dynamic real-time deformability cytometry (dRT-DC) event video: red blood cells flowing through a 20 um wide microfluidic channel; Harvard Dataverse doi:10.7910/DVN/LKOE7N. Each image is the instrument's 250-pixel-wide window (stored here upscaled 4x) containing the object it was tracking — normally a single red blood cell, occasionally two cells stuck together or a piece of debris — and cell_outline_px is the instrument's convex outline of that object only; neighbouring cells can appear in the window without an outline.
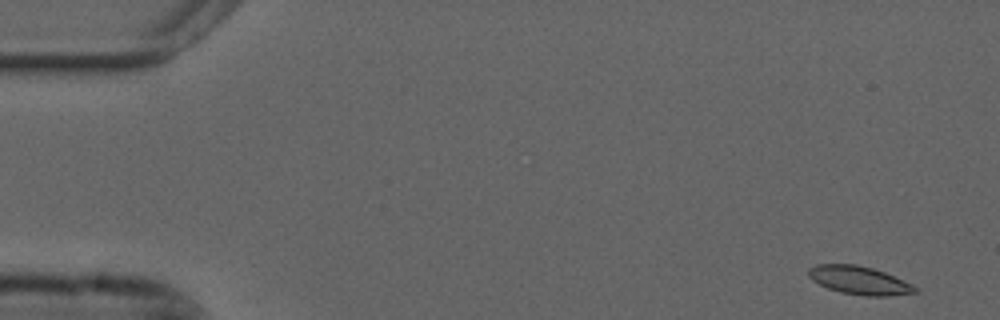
{"species": "common noctule bat (a hibernating species)", "species_latin": "Nyctalus noctula", "temperature_condition": "cold", "stored_images_in_passage": 53, "camera_frame_rate_fps": 3000, "um_per_image_px": 0.085, "animal": {"sex": "male", "forearm_length_mm": 52.5}, "frame": {"image": 1, "passage_image": 1, "time_ms": 0.0, "image_size_px": [1000, 320], "cell_outline_px": [[920, 292], [888, 296], [864, 296], [840, 292], [828, 288], [812, 280], [808, 276], [808, 268], [816, 264], [856, 264], [872, 268], [884, 272], [912, 284], [920, 288]], "centroid_in_image_um": [73.06, 23.83], "position_along_channel_um": 11.9, "area_um2": 17.69}}
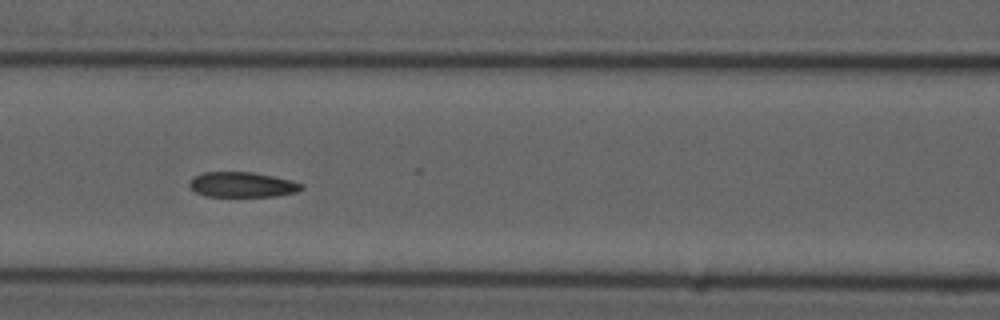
{"frame": {"image": 2, "passage_image": 22, "time_ms": 7.0, "image_size_px": [1000, 320], "cell_outline_px": [[304, 188], [296, 192], [276, 196], [204, 196], [196, 192], [188, 184], [192, 176], [204, 172], [252, 172], [272, 176], [304, 184]], "centroid_in_image_um": [20.56, 15.69], "position_along_channel_um": 146.0, "area_um2": 16.36}}
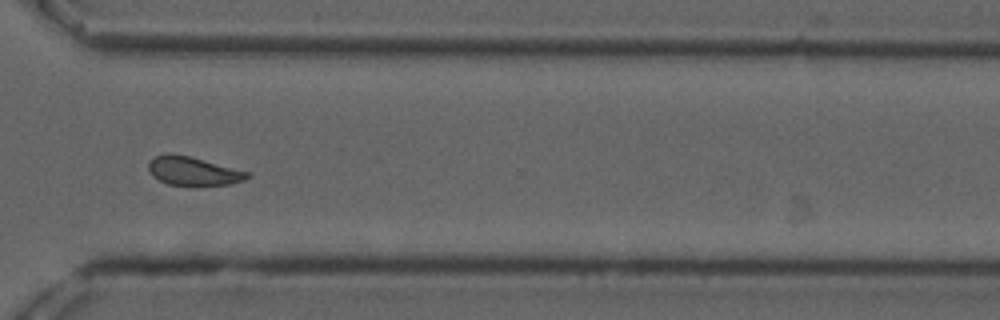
{"frame": {"image": 3, "passage_image": 39, "time_ms": 12.667, "image_size_px": [1000, 320], "cell_outline_px": [[252, 176], [244, 180], [232, 184], [168, 184], [152, 176], [148, 168], [148, 164], [156, 156], [168, 152], [188, 156], [252, 172]], "centroid_in_image_um": [16.47, 14.52], "position_along_channel_um": 354.1, "area_um2": 16.24}, "authors_computed_cell_mechanics": {"area_um2": 17.2244, "velocity_mm_per_s": 3.6789, "shape_relaxation_time_tau1_ms": null, "shape_relaxation_time_tau2_ms": 2.7879, "deformation_change_tau1": null, "deformation_change_tau2": 0.0771}}